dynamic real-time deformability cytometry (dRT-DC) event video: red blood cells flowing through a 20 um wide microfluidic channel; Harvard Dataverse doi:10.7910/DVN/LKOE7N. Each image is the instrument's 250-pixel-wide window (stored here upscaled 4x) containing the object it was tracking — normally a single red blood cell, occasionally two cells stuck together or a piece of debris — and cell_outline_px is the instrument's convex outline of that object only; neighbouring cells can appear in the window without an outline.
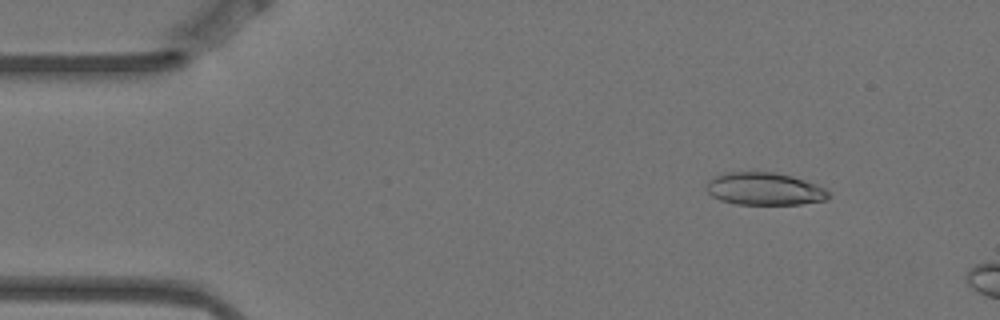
{"species": "Egyptian fruit bat (a non-hibernating species)", "species_latin": "Rousettus aegyptiacus", "temperature_condition": "warm", "stored_images_in_passage": 5, "camera_frame_rate_fps": 3000, "um_per_image_px": 0.085, "animal": {"sex": "female"}, "frame": {"image": 1, "passage_image": 2, "time_ms": 0.333, "image_size_px": [1000, 320], "cell_outline_px": [[832, 196], [828, 200], [800, 204], [736, 204], [720, 200], [712, 196], [708, 192], [708, 180], [716, 176], [728, 172], [776, 172], [792, 176], [816, 184], [824, 188]], "centroid_in_image_um": [65.02, 16.06], "position_along_channel_um": 20.0, "area_um2": 23.12}}